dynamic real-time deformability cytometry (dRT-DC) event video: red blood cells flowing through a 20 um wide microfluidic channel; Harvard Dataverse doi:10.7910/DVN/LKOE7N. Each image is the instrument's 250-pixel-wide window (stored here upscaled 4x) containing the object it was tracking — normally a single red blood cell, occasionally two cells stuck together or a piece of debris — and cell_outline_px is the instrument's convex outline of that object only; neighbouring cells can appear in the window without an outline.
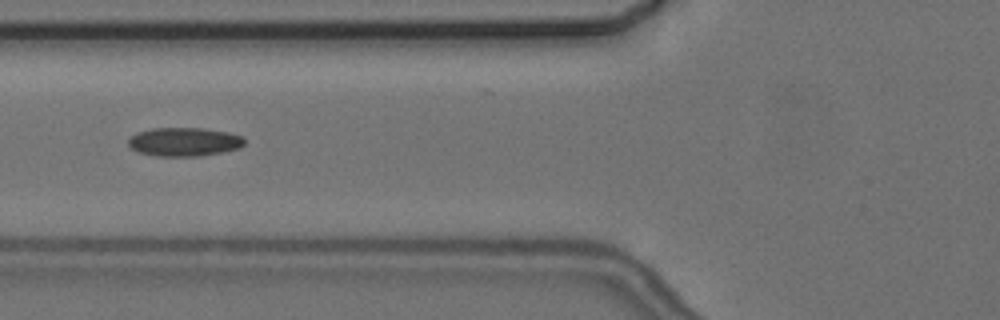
{"species": "common noctule bat (a hibernating species)", "species_latin": "Nyctalus noctula", "temperature_condition": "cold", "stored_images_in_passage": 8, "camera_frame_rate_fps": 3000, "um_per_image_px": 0.085, "animal": {"sex": "female", "body_mass_g": 24.6, "forearm_length_mm": 56.2}, "frame": {"image": 1, "passage_image": 7, "time_ms": 7.0, "image_size_px": [1000, 320], "cell_outline_px": [[244, 144], [240, 148], [224, 152], [200, 156], [156, 156], [140, 152], [132, 148], [128, 144], [128, 136], [136, 132], [152, 128], [204, 128], [228, 132], [244, 136]], "centroid_in_image_um": [15.66, 12.05], "position_along_channel_um": 110.1, "area_um2": 19.65}}
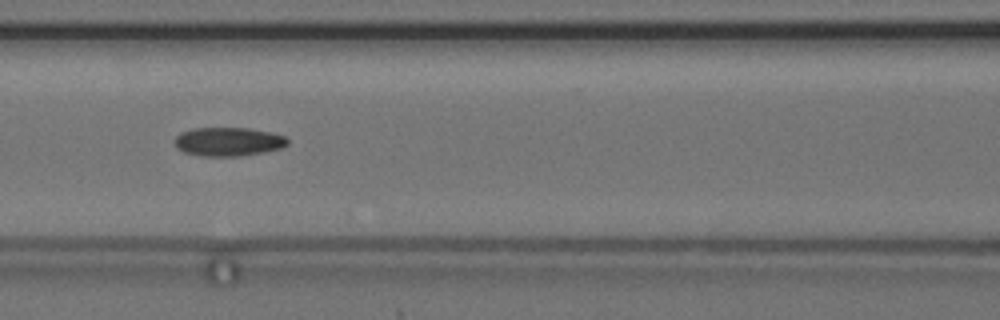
{"frame": {"image": 2, "passage_image": 8, "time_ms": 8.0, "image_size_px": [1000, 320], "cell_outline_px": [[288, 144], [280, 148], [264, 152], [240, 156], [204, 156], [184, 152], [176, 148], [176, 136], [180, 132], [192, 128], [248, 128], [268, 132], [284, 136], [288, 140]], "centroid_in_image_um": [19.38, 12.04], "position_along_channel_um": 147.2, "area_um2": 18.79}}